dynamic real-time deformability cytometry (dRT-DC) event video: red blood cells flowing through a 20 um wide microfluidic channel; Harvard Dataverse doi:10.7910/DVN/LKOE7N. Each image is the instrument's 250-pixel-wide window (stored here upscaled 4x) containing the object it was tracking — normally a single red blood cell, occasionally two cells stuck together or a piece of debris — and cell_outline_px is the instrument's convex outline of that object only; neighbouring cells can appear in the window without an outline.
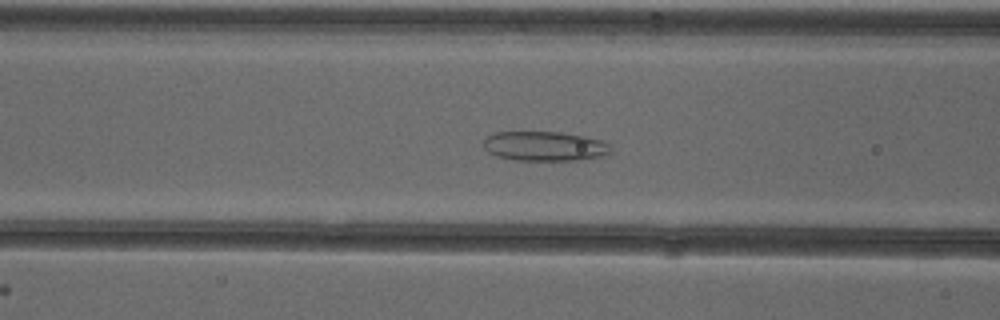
{"species": "common noctule bat (a hibernating species)", "species_latin": "Nyctalus noctula", "temperature_condition": "cold", "stored_images_in_passage": 50, "camera_frame_rate_fps": 3000, "um_per_image_px": 0.085, "animal": {"sex": "female"}, "frame": {"image": 1, "passage_image": 21, "time_ms": 6.667, "image_size_px": [1000, 320], "cell_outline_px": [[612, 152], [608, 156], [580, 160], [516, 160], [496, 156], [488, 152], [484, 148], [484, 140], [488, 136], [496, 132], [560, 132], [584, 136], [600, 140], [608, 144]], "centroid_in_image_um": [46.33, 12.43], "position_along_channel_um": 120.3, "area_um2": 22.02}}
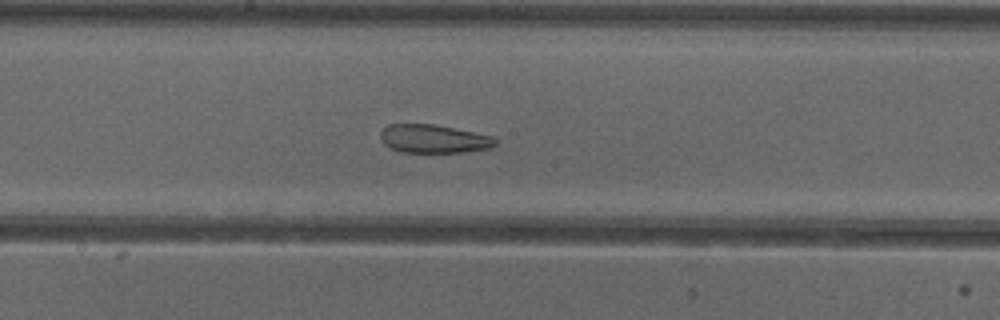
{"frame": {"image": 2, "passage_image": 28, "time_ms": 9.0, "image_size_px": [1000, 320], "cell_outline_px": [[500, 140], [496, 144], [488, 148], [460, 152], [400, 152], [384, 144], [380, 136], [380, 132], [388, 124], [436, 124], [492, 136]], "centroid_in_image_um": [36.86, 11.79], "position_along_channel_um": 211.3, "area_um2": 18.96}}
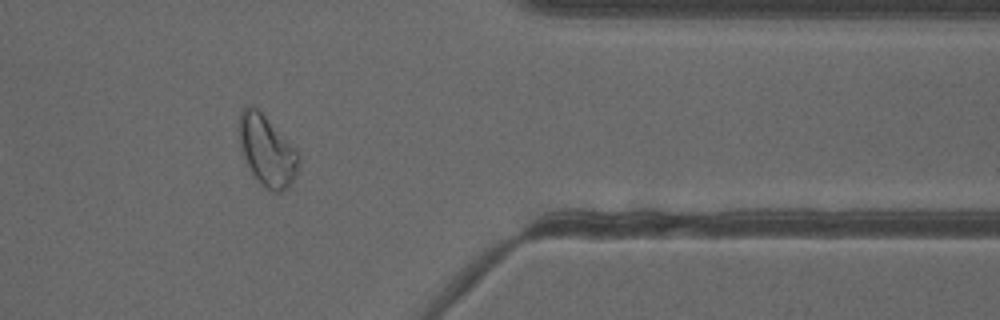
{"frame": {"image": 3, "passage_image": 43, "time_ms": 14.0, "image_size_px": [1000, 320], "cell_outline_px": [[300, 164], [296, 176], [288, 188], [280, 192], [272, 192], [264, 188], [260, 184], [252, 172], [240, 148], [240, 112], [248, 104], [256, 108], [300, 152]], "centroid_in_image_um": [22.74, 12.86], "position_along_channel_um": 388.7, "area_um2": 24.33}, "authors_computed_cell_mechanics": {"area_um2": 24.8251, "velocity_mm_per_s": 3.8861, "shape_relaxation_time_tau1_ms": null, "shape_relaxation_time_tau2_ms": 1.8218, "deformation_change_tau1": null, "deformation_change_tau2": 0.0983}}